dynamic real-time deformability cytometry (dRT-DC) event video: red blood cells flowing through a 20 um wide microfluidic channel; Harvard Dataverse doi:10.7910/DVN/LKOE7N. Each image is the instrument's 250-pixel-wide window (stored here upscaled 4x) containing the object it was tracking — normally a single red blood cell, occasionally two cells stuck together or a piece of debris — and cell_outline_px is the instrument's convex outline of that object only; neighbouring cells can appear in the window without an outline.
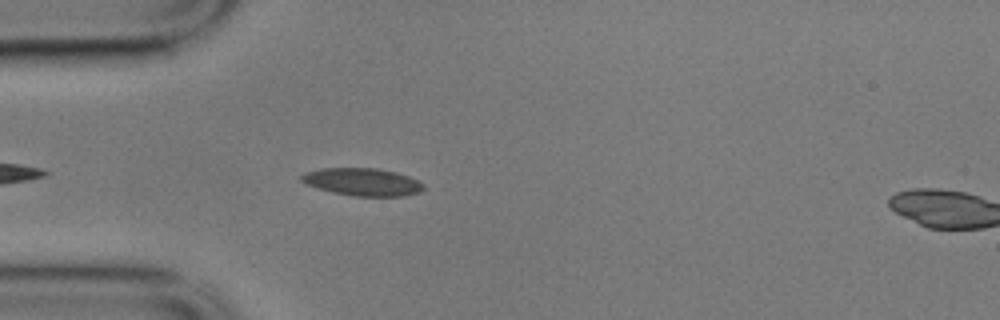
{"species": "common noctule bat (a hibernating species)", "species_latin": "Nyctalus noctula", "temperature_condition": "cold", "stored_images_in_passage": 30, "camera_frame_rate_fps": 3000, "um_per_image_px": 0.085, "animal": {"sex": "male", "body_mass_g": 17.9}, "frame": {"image": 1, "passage_image": 5, "time_ms": 1.333, "image_size_px": [1000, 320], "cell_outline_px": [[424, 188], [420, 192], [404, 196], [356, 196], [332, 192], [308, 184], [300, 180], [300, 176], [304, 172], [320, 168], [376, 168], [396, 172], [408, 176], [424, 184]], "centroid_in_image_um": [30.82, 15.46], "position_along_channel_um": 54.2, "area_um2": 19.54}}
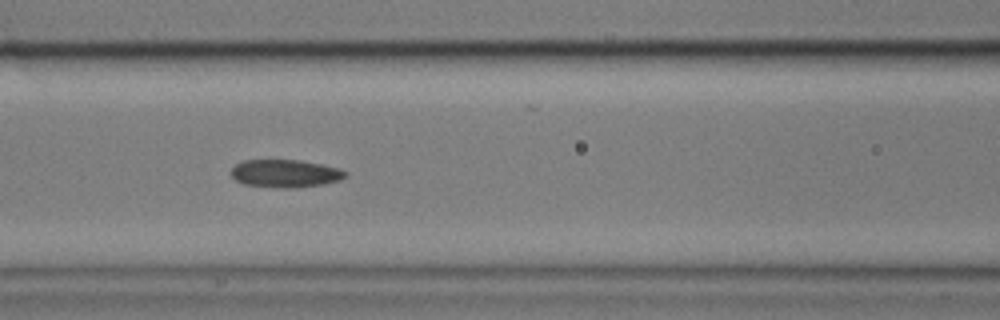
{"frame": {"image": 2, "passage_image": 13, "time_ms": 4.0, "image_size_px": [1000, 320], "cell_outline_px": [[348, 176], [340, 180], [324, 184], [292, 188], [280, 188], [244, 184], [236, 180], [228, 172], [236, 164], [244, 160], [300, 160], [340, 168], [348, 172]], "centroid_in_image_um": [24.26, 14.74], "position_along_channel_um": 142.3, "area_um2": 18.67}}
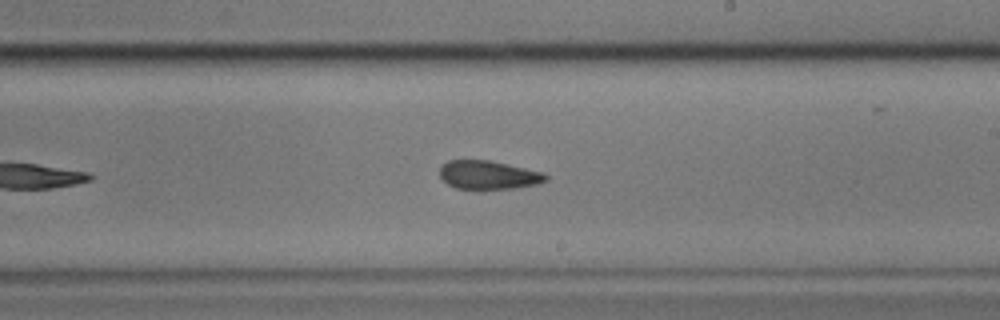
{"frame": {"image": 3, "passage_image": 22, "time_ms": 7.0, "image_size_px": [1000, 320], "cell_outline_px": [[548, 180], [536, 184], [520, 188], [456, 188], [448, 184], [440, 176], [440, 168], [448, 160], [488, 160], [508, 164], [544, 172], [548, 176]], "centroid_in_image_um": [41.56, 14.86], "position_along_channel_um": 247.4, "area_um2": 17.51}}